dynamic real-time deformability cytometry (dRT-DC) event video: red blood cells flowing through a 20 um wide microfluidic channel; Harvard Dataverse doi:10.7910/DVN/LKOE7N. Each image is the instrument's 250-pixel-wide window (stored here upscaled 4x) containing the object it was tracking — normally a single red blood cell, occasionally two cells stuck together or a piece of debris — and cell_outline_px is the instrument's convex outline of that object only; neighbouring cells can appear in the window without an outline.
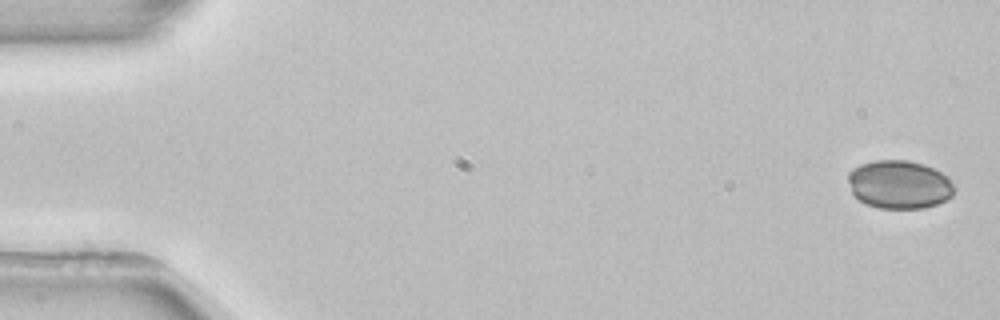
{"species": "common noctule bat (a hibernating species)", "species_latin": "Nyctalus noctula", "temperature_condition": "room temperature", "stored_images_in_passage": 6, "camera_frame_rate_fps": 3000, "um_per_image_px": 0.085, "animal": {"sex": "female", "body_mass_g": 22.7, "forearm_length_mm": 54.2}, "frame": {"image": 1, "passage_image": 1, "time_ms": 0.0, "image_size_px": [1000, 320], "cell_outline_px": [[956, 188], [952, 196], [936, 204], [924, 208], [880, 208], [864, 204], [852, 192], [848, 180], [848, 172], [852, 168], [860, 164], [872, 160], [908, 160], [924, 164], [948, 176]], "centroid_in_image_um": [76.44, 15.67], "position_along_channel_um": 8.6, "area_um2": 30.11}}
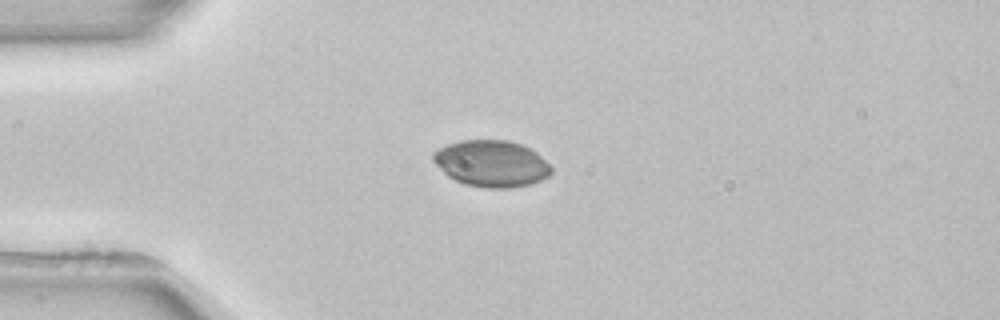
{"frame": {"image": 2, "passage_image": 4, "time_ms": 4.0, "image_size_px": [1000, 320], "cell_outline_px": [[552, 172], [548, 176], [540, 180], [528, 184], [512, 188], [488, 188], [464, 184], [448, 176], [432, 160], [432, 152], [448, 144], [460, 140], [508, 140], [520, 144], [536, 152], [552, 168]], "centroid_in_image_um": [41.76, 13.9], "position_along_channel_um": 43.2, "area_um2": 31.79}}